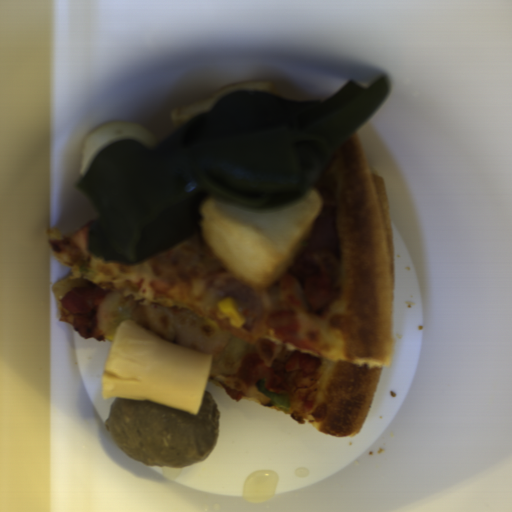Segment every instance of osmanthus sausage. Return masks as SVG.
<instances>
[{
    "instance_id": "1",
    "label": "osmanthus sausage",
    "mask_w": 512,
    "mask_h": 512,
    "mask_svg": "<svg viewBox=\"0 0 512 512\" xmlns=\"http://www.w3.org/2000/svg\"><path fill=\"white\" fill-rule=\"evenodd\" d=\"M211 355L121 322L107 356L103 398L144 399L198 415L209 379Z\"/></svg>"
}]
</instances>
